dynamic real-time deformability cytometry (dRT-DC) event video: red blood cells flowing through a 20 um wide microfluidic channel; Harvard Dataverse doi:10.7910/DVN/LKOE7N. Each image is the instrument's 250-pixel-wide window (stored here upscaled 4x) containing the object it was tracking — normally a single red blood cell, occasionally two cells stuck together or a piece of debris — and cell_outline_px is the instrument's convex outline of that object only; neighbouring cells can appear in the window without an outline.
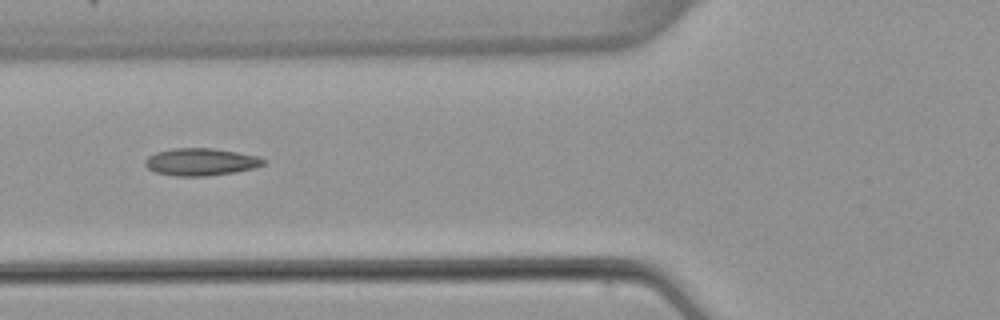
{"species": "common noctule bat (a hibernating species)", "species_latin": "Nyctalus noctula", "temperature_condition": "warm", "stored_images_in_passage": 4, "camera_frame_rate_fps": 3000, "um_per_image_px": 0.085, "animal": {"sex": "female", "body_mass_g": 22.7, "forearm_length_mm": 54.2}, "frame": {"image": 1, "passage_image": 3, "time_ms": 2.333, "image_size_px": [1000, 320], "cell_outline_px": [[264, 164], [256, 168], [236, 172], [208, 176], [176, 176], [156, 172], [148, 168], [144, 164], [144, 160], [148, 156], [156, 152], [176, 148], [212, 148], [260, 156], [264, 160]], "centroid_in_image_um": [17.08, 13.76], "position_along_channel_um": 108.7, "area_um2": 18.9}}
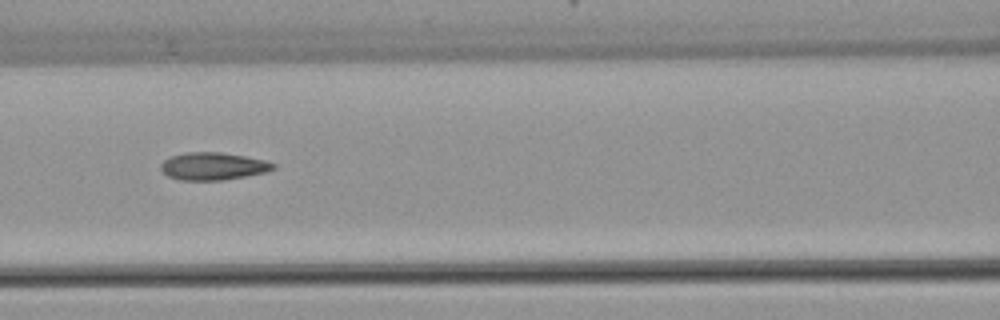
{"frame": {"image": 2, "passage_image": 4, "time_ms": 3.333, "image_size_px": [1000, 320], "cell_outline_px": [[276, 168], [264, 172], [244, 176], [220, 180], [180, 180], [168, 176], [160, 168], [160, 164], [164, 160], [172, 156], [184, 152], [220, 152], [244, 156], [264, 160], [276, 164]], "centroid_in_image_um": [18.09, 14.12], "position_along_channel_um": 148.5, "area_um2": 17.86}}